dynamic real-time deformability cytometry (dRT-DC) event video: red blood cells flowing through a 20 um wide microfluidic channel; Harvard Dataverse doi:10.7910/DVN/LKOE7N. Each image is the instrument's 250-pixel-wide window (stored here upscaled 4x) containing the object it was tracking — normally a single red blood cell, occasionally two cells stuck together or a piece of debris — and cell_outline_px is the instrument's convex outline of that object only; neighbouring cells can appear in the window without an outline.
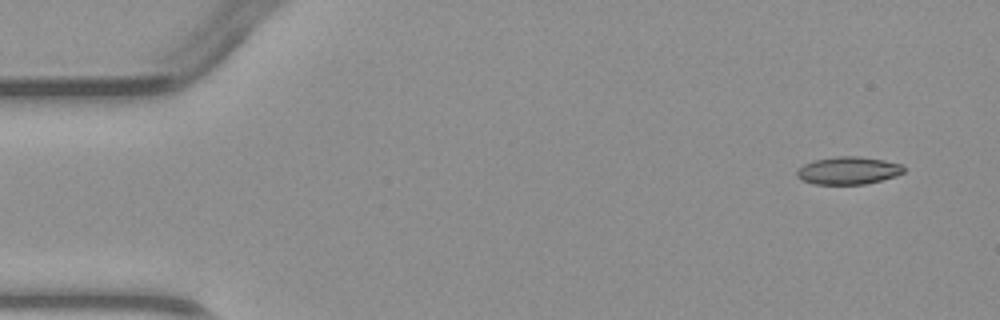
{"species": "common noctule bat (a hibernating species)", "species_latin": "Nyctalus noctula", "temperature_condition": "warm", "stored_images_in_passage": 6, "camera_frame_rate_fps": 3000, "um_per_image_px": 0.085, "animal": {"sex": "male", "body_mass_g": 23.1, "forearm_length_mm": 52.7}, "frame": {"image": 1, "passage_image": 1, "time_ms": 0.0, "image_size_px": [1000, 320], "cell_outline_px": [[904, 172], [896, 176], [864, 184], [816, 184], [804, 180], [796, 176], [796, 172], [804, 164], [812, 160], [836, 156], [860, 156], [884, 160], [900, 164], [904, 168]], "centroid_in_image_um": [72.1, 14.48], "position_along_channel_um": 12.9, "area_um2": 17.11}}